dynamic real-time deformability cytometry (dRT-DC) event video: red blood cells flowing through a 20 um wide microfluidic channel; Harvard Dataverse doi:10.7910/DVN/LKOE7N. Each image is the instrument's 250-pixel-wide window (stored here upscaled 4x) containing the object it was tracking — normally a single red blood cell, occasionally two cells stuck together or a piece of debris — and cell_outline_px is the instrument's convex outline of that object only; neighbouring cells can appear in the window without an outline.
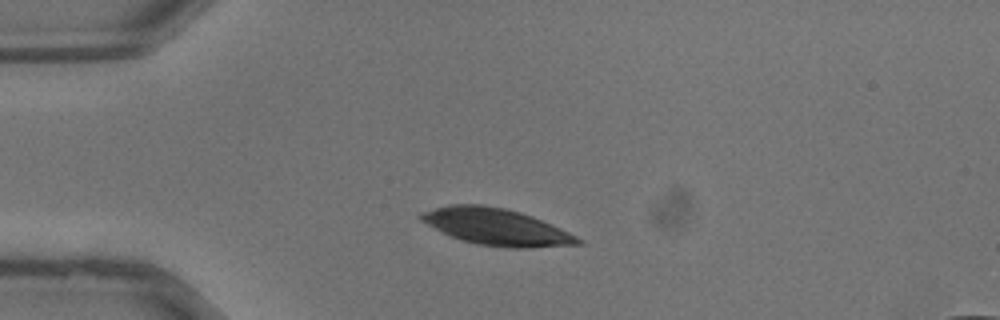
{"species": "common noctule bat (a hibernating species)", "species_latin": "Nyctalus noctula", "temperature_condition": "warm", "stored_images_in_passage": 25, "camera_frame_rate_fps": 3000, "um_per_image_px": 0.085, "animal": {"sex": "male", "body_mass_g": 13.3}, "frame": {"image": 1, "passage_image": 1, "time_ms": 0.0, "image_size_px": [1000, 320], "cell_outline_px": [[584, 244], [528, 248], [504, 248], [476, 244], [460, 240], [420, 220], [416, 216], [420, 212], [448, 204], [484, 204], [504, 208], [520, 212], [532, 216], [560, 228], [584, 240]], "centroid_in_image_um": [42.19, 19.28], "position_along_channel_um": 42.8, "area_um2": 33.64}}
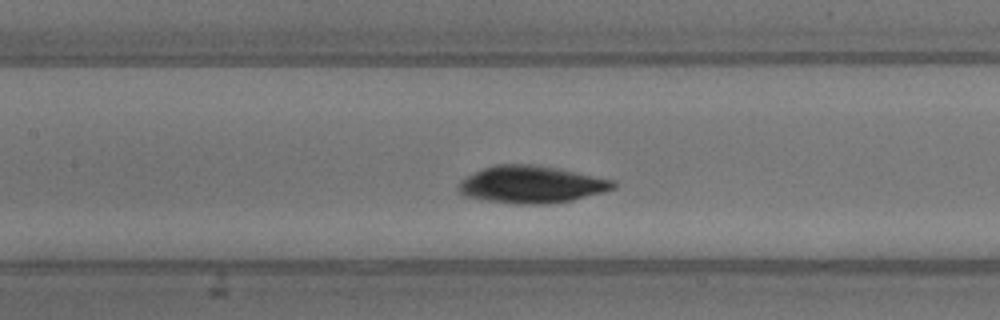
{"frame": {"image": 2, "passage_image": 9, "time_ms": 2.667, "image_size_px": [1000, 320], "cell_outline_px": [[616, 188], [604, 192], [572, 200], [548, 204], [512, 204], [464, 196], [456, 192], [456, 184], [460, 180], [484, 168], [496, 164], [532, 164], [556, 168], [616, 180]], "centroid_in_image_um": [45.15, 15.69], "position_along_channel_um": 162.2, "area_um2": 33.76}}
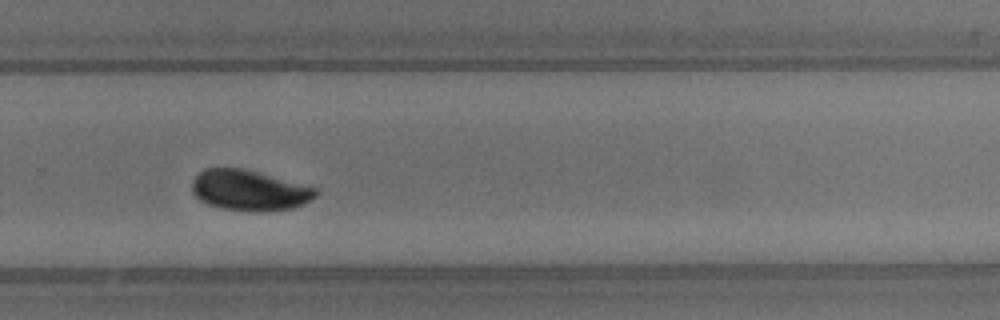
{"frame": {"image": 3, "passage_image": 17, "time_ms": 5.333, "image_size_px": [1000, 320], "cell_outline_px": [[320, 192], [316, 196], [304, 204], [292, 208], [268, 212], [252, 212], [220, 208], [208, 204], [200, 200], [192, 192], [192, 180], [204, 168], [244, 168], [316, 188]], "centroid_in_image_um": [21.19, 16.19], "position_along_channel_um": 308.6, "area_um2": 29.42}}